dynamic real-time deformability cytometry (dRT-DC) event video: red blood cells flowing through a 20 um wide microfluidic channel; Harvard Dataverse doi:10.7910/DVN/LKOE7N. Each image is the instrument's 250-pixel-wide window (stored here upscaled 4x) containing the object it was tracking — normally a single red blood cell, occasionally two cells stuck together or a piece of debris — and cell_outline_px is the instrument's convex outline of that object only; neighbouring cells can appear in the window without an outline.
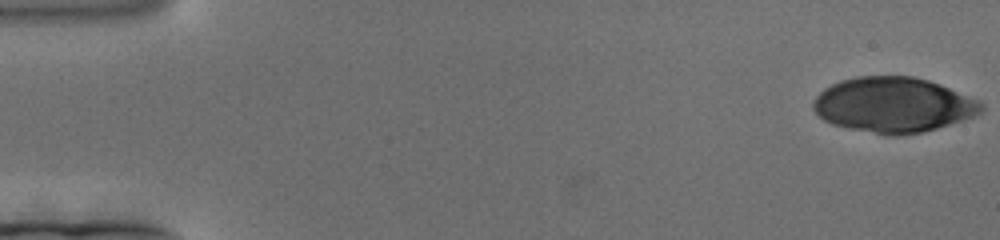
{"species": "human", "species_latin": "Homo sapiens", "temperature_condition": "cold", "stored_images_in_passage": 60, "camera_frame_rate_fps": 3000, "um_per_image_px": 0.085, "donor": {"sex": "female"}, "frame": {"image": 1, "passage_image": 1, "time_ms": 0.0, "image_size_px": [1000, 240], "cell_outline_px": [[984, 108], [980, 112], [972, 116], [936, 128], [920, 132], [900, 136], [884, 136], [848, 128], [832, 124], [824, 120], [812, 108], [812, 104], [816, 96], [824, 88], [840, 80], [856, 76], [912, 76], [928, 80], [948, 88], [976, 100]], "centroid_in_image_um": [75.85, 8.92], "position_along_channel_um": 9.2, "area_um2": 53.58}}
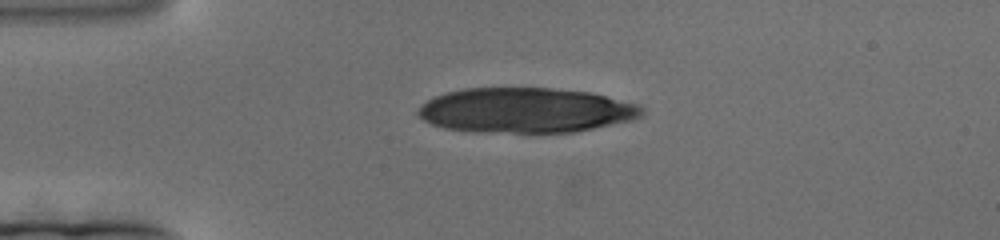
{"frame": {"image": 2, "passage_image": 42, "time_ms": 13.667, "image_size_px": [1000, 240], "cell_outline_px": [[644, 112], [640, 116], [628, 120], [592, 128], [572, 132], [480, 132], [444, 128], [432, 124], [424, 120], [416, 112], [428, 100], [436, 96], [448, 92], [464, 88], [548, 88], [588, 92], [636, 104], [644, 108]], "centroid_in_image_um": [44.64, 9.37], "position_along_channel_um": 40.4, "area_um2": 57.86}}